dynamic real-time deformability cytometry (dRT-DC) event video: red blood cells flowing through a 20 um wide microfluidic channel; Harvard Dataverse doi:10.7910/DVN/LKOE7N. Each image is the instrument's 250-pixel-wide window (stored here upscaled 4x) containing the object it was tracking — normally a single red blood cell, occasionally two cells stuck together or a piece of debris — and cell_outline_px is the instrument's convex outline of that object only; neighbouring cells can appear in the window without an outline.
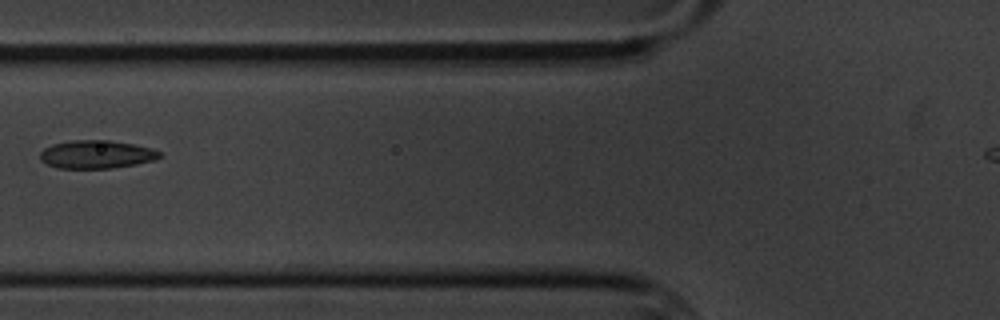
{"species": "common noctule bat (a hibernating species)", "species_latin": "Nyctalus noctula", "temperature_condition": "cold", "stored_images_in_passage": 5, "camera_frame_rate_fps": 3000, "um_per_image_px": 0.085, "animal": {"sex": "male", "body_mass_g": 20.1, "forearm_length_mm": 53.5}, "frame": {"image": 1, "passage_image": 3, "time_ms": 2.333, "image_size_px": [1000, 320], "cell_outline_px": [[160, 156], [156, 160], [136, 164], [112, 168], [56, 168], [40, 160], [40, 152], [44, 148], [52, 144], [72, 140], [108, 140], [132, 144], [152, 148], [160, 152]], "centroid_in_image_um": [8.18, 13.12], "position_along_channel_um": 117.6, "area_um2": 19.59}}
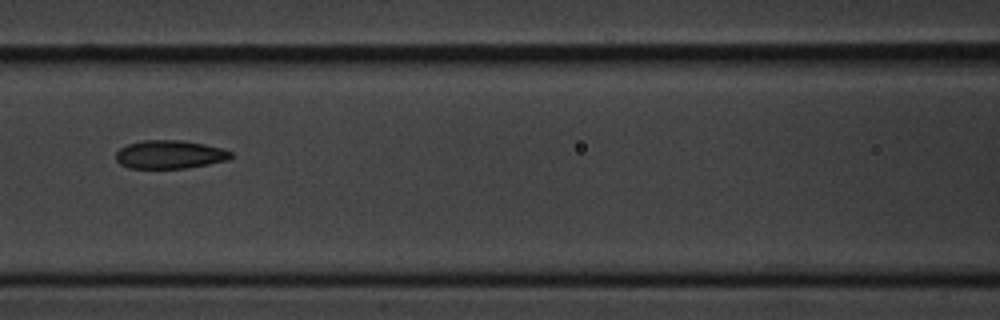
{"frame": {"image": 2, "passage_image": 4, "time_ms": 3.333, "image_size_px": [1000, 320], "cell_outline_px": [[232, 156], [228, 160], [208, 164], [184, 168], [128, 168], [120, 164], [116, 160], [116, 152], [120, 148], [128, 144], [144, 140], [184, 140], [224, 148], [232, 152]], "centroid_in_image_um": [14.44, 13.12], "position_along_channel_um": 152.2, "area_um2": 19.07}}
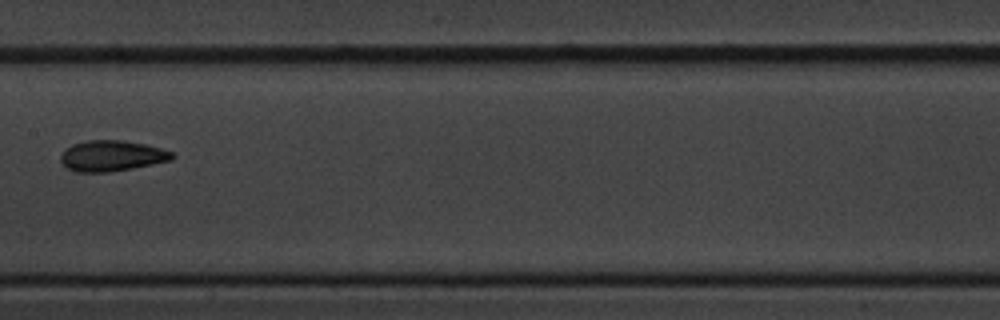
{"frame": {"image": 3, "passage_image": 5, "time_ms": 4.667, "image_size_px": [1000, 320], "cell_outline_px": [[176, 156], [172, 160], [112, 172], [76, 172], [68, 168], [60, 160], [60, 156], [64, 148], [72, 144], [88, 140], [124, 140], [144, 144], [160, 148], [172, 152]], "centroid_in_image_um": [9.49, 13.24], "position_along_channel_um": 197.9, "area_um2": 20.06}}